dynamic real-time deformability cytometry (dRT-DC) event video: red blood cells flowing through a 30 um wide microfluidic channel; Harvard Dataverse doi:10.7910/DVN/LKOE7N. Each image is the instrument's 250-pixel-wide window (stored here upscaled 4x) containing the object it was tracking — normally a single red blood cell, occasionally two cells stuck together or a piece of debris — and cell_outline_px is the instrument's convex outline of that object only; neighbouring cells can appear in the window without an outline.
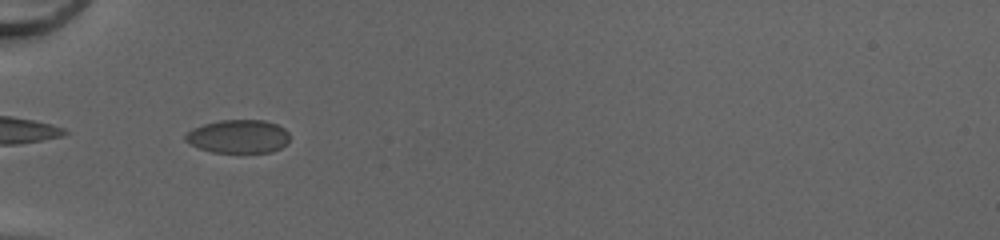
{"species": "common noctule bat (a hibernating species)", "species_latin": "Nyctalus noctula", "temperature_condition": "cold", "stored_images_in_passage": 33, "camera_frame_rate_fps": 3000, "um_per_image_px": 0.085, "animal": {"sex": "female", "body_mass_g": 20.0, "forearm_length_mm": 54.0}, "frame": {"image": 1, "passage_image": 1, "time_ms": 0.0, "image_size_px": [1000, 240], "cell_outline_px": [[288, 140], [280, 148], [272, 152], [212, 152], [200, 148], [184, 140], [184, 136], [192, 128], [204, 124], [220, 120], [264, 120], [276, 124], [284, 128], [288, 132]], "centroid_in_image_um": [20.25, 11.59], "position_along_channel_um": 64.8, "area_um2": 20.11}}
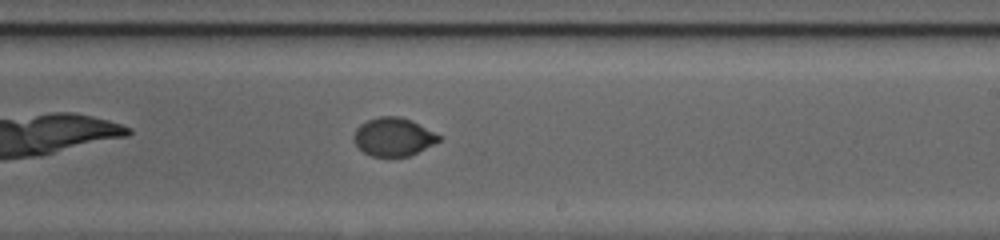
{"frame": {"image": 2, "passage_image": 15, "time_ms": 4.667, "image_size_px": [1000, 240], "cell_outline_px": [[440, 140], [408, 156], [372, 156], [364, 152], [352, 140], [352, 136], [356, 128], [360, 124], [368, 120], [380, 116], [400, 116], [412, 120], [440, 136]], "centroid_in_image_um": [33.38, 11.62], "position_along_channel_um": 255.6, "area_um2": 18.73}}
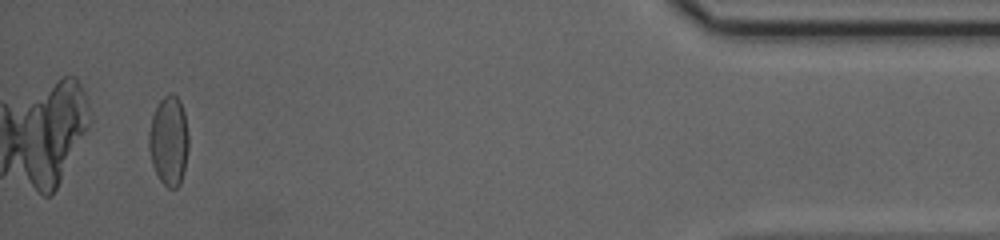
{"frame": {"image": 3, "passage_image": 31, "time_ms": 10.0, "image_size_px": [1000, 240], "cell_outline_px": [[188, 148], [184, 172], [180, 184], [176, 188], [168, 188], [160, 180], [152, 164], [148, 148], [148, 132], [152, 116], [160, 100], [168, 92], [172, 92], [180, 100], [184, 112], [188, 136]], "centroid_in_image_um": [14.34, 11.96], "position_along_channel_um": 420.9, "area_um2": 20.87}}